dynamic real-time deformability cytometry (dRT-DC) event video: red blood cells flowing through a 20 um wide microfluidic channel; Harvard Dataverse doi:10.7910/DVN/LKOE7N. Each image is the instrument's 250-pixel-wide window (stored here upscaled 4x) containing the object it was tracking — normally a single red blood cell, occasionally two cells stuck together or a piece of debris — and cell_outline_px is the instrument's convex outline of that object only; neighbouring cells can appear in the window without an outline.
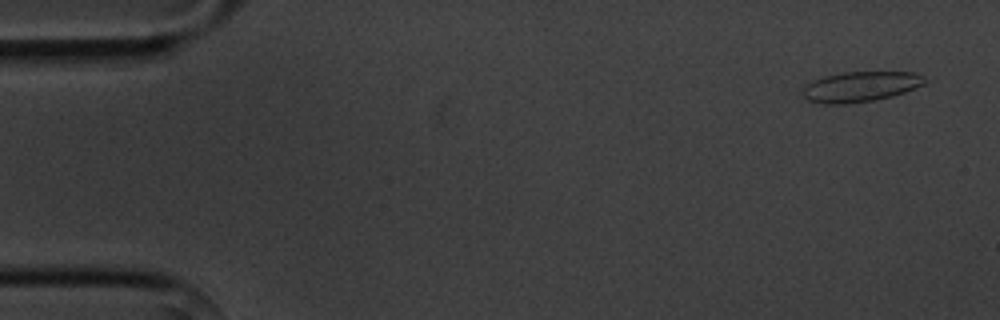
{"species": "common noctule bat (a hibernating species)", "species_latin": "Nyctalus noctula", "temperature_condition": "cold", "stored_images_in_passage": 4, "camera_frame_rate_fps": 3000, "um_per_image_px": 0.085, "animal": {"sex": "male", "body_mass_g": 20.1, "forearm_length_mm": 53.5}, "frame": {"image": 1, "passage_image": 1, "time_ms": 0.0, "image_size_px": [1000, 320], "cell_outline_px": [[928, 80], [924, 84], [904, 92], [892, 96], [876, 100], [844, 104], [824, 104], [808, 100], [804, 96], [804, 88], [812, 80], [824, 76], [844, 72], [916, 72], [924, 76]], "centroid_in_image_um": [73.17, 7.36], "position_along_channel_um": 11.8, "area_um2": 21.5}}